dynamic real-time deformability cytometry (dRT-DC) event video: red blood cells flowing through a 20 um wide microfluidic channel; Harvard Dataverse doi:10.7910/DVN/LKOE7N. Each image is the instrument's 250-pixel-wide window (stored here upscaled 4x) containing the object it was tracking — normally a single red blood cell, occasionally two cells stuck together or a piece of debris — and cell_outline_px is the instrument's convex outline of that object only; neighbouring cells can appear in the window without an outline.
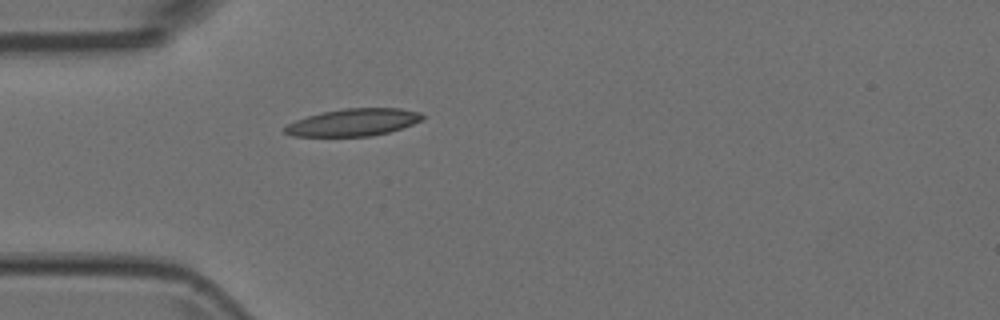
{"species": "Egyptian fruit bat (a non-hibernating species)", "species_latin": "Rousettus aegyptiacus", "temperature_condition": "room temperature", "stored_images_in_passage": 1, "camera_frame_rate_fps": 3000, "um_per_image_px": 0.085, "animal": {"sex": "female"}, "frame": {"image": 1, "passage_image": 1, "time_ms": 0.0, "image_size_px": [1000, 320], "cell_outline_px": [[424, 116], [420, 120], [412, 124], [388, 132], [372, 136], [292, 136], [284, 132], [284, 128], [288, 124], [296, 120], [308, 116], [324, 112], [344, 108], [400, 108], [420, 112]], "centroid_in_image_um": [30.03, 10.4], "position_along_channel_um": 55.0, "area_um2": 21.62}}